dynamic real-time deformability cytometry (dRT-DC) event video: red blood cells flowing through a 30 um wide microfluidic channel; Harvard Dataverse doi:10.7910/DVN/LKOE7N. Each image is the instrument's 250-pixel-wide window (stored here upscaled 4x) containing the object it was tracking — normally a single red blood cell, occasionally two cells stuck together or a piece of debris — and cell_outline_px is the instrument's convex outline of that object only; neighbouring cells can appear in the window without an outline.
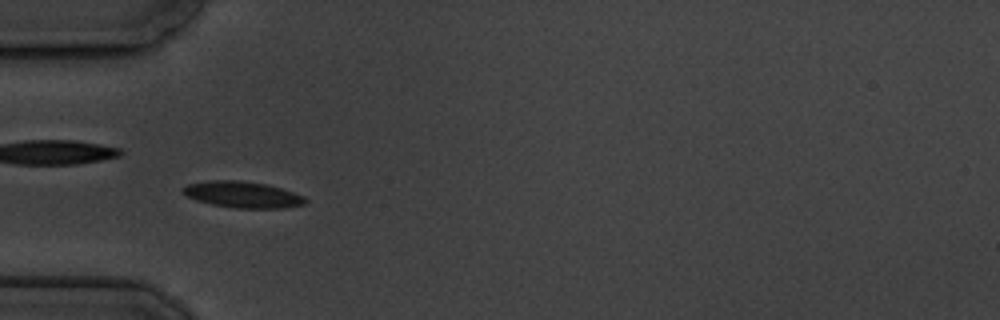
{"species": "common noctule bat (a hibernating species)", "species_latin": "Nyctalus noctula", "temperature_condition": "cold", "stored_images_in_passage": 6, "camera_frame_rate_fps": 3000, "um_per_image_px": 0.085, "animal": {"sex": "male", "body_mass_g": 19.5, "forearm_length_mm": 54.6}, "frame": {"image": 1, "passage_image": 5, "time_ms": 4.667, "image_size_px": [1000, 320], "cell_outline_px": [[308, 200], [304, 204], [284, 208], [236, 208], [212, 204], [196, 200], [180, 192], [180, 188], [188, 184], [208, 180], [240, 180], [268, 184], [304, 196]], "centroid_in_image_um": [20.59, 16.53], "position_along_channel_um": 64.4, "area_um2": 18.84}}